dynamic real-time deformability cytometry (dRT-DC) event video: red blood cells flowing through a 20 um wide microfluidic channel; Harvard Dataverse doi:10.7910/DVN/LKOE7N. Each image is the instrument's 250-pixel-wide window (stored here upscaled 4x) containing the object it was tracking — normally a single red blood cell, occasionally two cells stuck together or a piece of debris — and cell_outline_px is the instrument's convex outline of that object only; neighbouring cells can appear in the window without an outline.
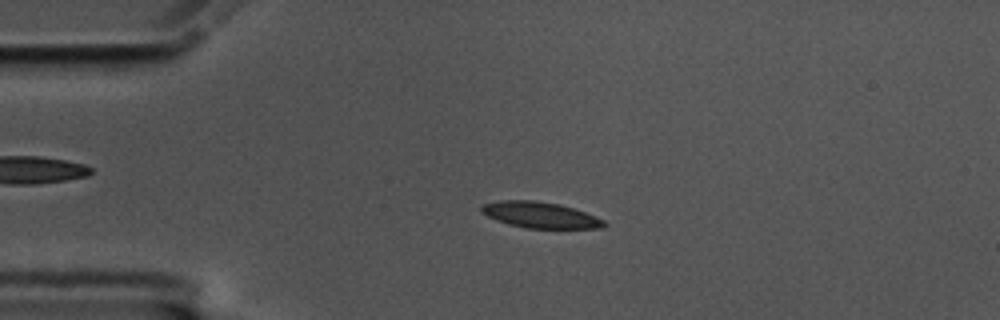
{"species": "common noctule bat (a hibernating species)", "species_latin": "Nyctalus noctula", "temperature_condition": "cold", "stored_images_in_passage": 58, "camera_frame_rate_fps": 3000, "um_per_image_px": 0.085, "animal": {"sex": "male", "body_mass_g": 17.5, "forearm_length_mm": 52.3}, "frame": {"image": 1, "passage_image": 13, "time_ms": 4.0, "image_size_px": [1000, 320], "cell_outline_px": [[608, 224], [604, 228], [528, 228], [508, 224], [496, 220], [480, 212], [480, 208], [484, 204], [500, 200], [536, 200], [560, 204], [584, 212], [604, 220]], "centroid_in_image_um": [45.91, 18.27], "position_along_channel_um": 39.1, "area_um2": 18.55}}
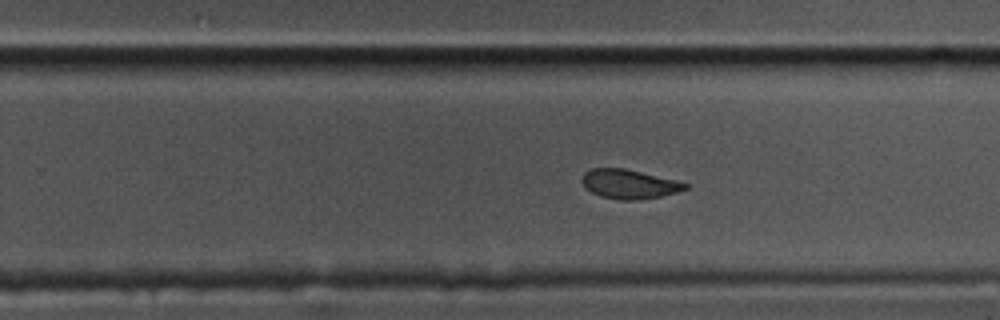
{"frame": {"image": 2, "passage_image": 36, "time_ms": 11.667, "image_size_px": [1000, 320], "cell_outline_px": [[688, 188], [676, 192], [660, 196], [640, 200], [620, 200], [600, 196], [584, 188], [580, 180], [584, 172], [592, 168], [624, 168], [676, 180], [688, 184]], "centroid_in_image_um": [53.43, 15.64], "position_along_channel_um": 276.4, "area_um2": 17.63}}
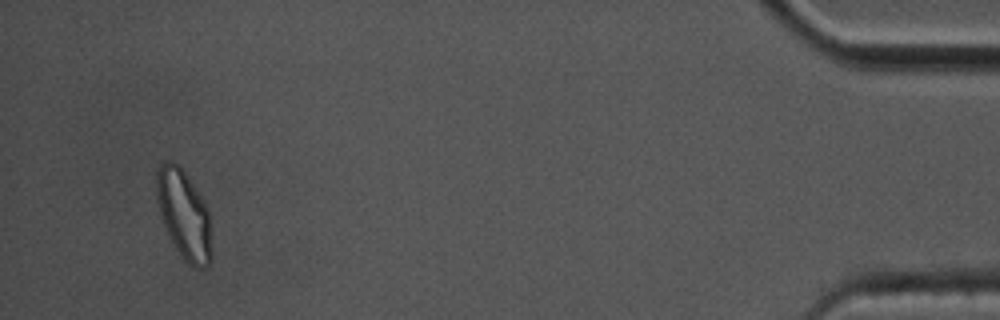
{"frame": {"image": 3, "passage_image": 55, "time_ms": 18.0, "image_size_px": [1000, 320], "cell_outline_px": [[212, 260], [208, 268], [196, 268], [188, 264], [180, 256], [164, 224], [156, 204], [156, 172], [160, 164], [164, 160], [172, 160], [180, 164], [208, 208], [212, 248]], "centroid_in_image_um": [15.64, 18.23], "position_along_channel_um": 419.6, "area_um2": 29.02}, "authors_computed_cell_mechanics": {"area_um2": 18.6116, "velocity_mm_per_s": 3.4644, "shape_relaxation_time_tau1_ms": 3.5405, "shape_relaxation_time_tau2_ms": 2.176, "deformation_change_tau1": 0.1253, "deformation_change_tau2": 0.0786}}